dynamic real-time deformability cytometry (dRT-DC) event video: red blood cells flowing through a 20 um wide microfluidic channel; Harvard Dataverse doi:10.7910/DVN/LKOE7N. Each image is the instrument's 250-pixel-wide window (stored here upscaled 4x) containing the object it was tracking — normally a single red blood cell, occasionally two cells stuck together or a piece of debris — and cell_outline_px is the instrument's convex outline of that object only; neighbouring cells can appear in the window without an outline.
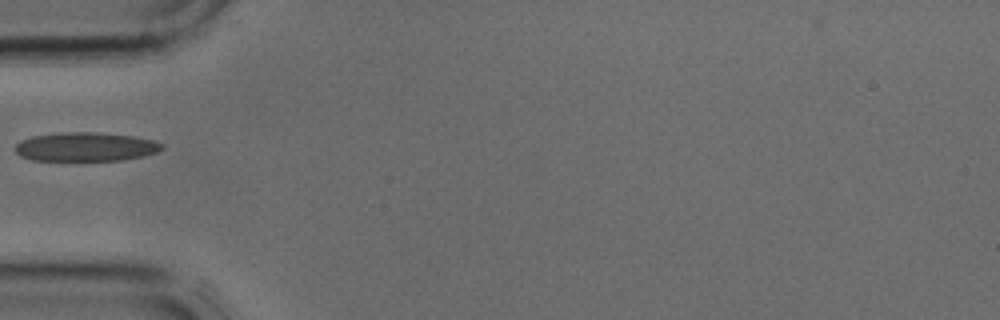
{"species": "common noctule bat (a hibernating species)", "species_latin": "Nyctalus noctula", "temperature_condition": "cold", "stored_images_in_passage": 1, "camera_frame_rate_fps": 3000, "um_per_image_px": 0.085, "animal": {"sex": "male", "body_mass_g": 17.9, "forearm_length_mm": 54.2}, "frame": {"image": 1, "passage_image": 1, "time_ms": 0.0, "image_size_px": [1000, 320], "cell_outline_px": [[164, 148], [156, 152], [144, 156], [124, 160], [32, 160], [20, 156], [16, 152], [16, 144], [20, 140], [32, 136], [60, 132], [96, 132], [132, 136], [152, 140], [164, 144]], "centroid_in_image_um": [7.28, 12.47], "position_along_channel_um": 77.7, "area_um2": 24.74}}